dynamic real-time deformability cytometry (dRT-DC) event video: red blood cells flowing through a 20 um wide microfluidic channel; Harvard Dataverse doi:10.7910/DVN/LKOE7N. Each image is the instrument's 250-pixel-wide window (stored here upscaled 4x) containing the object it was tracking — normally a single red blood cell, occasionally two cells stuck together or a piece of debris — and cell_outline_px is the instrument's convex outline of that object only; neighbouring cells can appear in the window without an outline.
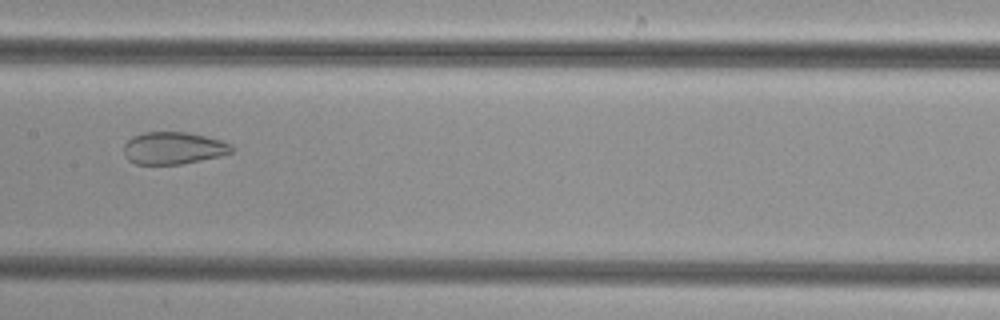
{"species": "common noctule bat (a hibernating species)", "species_latin": "Nyctalus noctula", "temperature_condition": "cold", "stored_images_in_passage": 36, "camera_frame_rate_fps": 3000, "um_per_image_px": 0.085, "animal": {"sex": "female", "body_mass_g": 29.2, "forearm_length_mm": 56.3}, "frame": {"image": 1, "passage_image": 11, "time_ms": 3.333, "image_size_px": [1000, 320], "cell_outline_px": [[232, 152], [220, 156], [180, 164], [136, 164], [128, 160], [124, 156], [124, 144], [132, 136], [144, 132], [188, 132], [220, 140], [232, 144]], "centroid_in_image_um": [14.71, 12.58], "position_along_channel_um": 192.7, "area_um2": 20.23}}
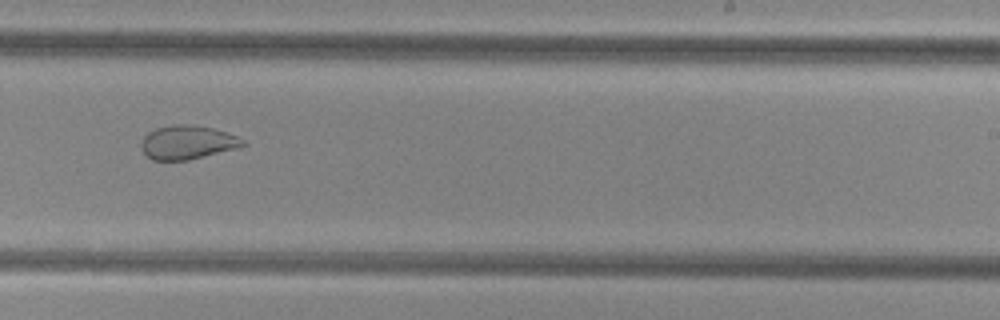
{"frame": {"image": 2, "passage_image": 17, "time_ms": 5.333, "image_size_px": [1000, 320], "cell_outline_px": [[248, 144], [236, 148], [188, 160], [152, 160], [140, 148], [140, 144], [144, 136], [148, 132], [156, 128], [176, 124], [192, 124], [212, 128], [240, 136], [248, 140]], "centroid_in_image_um": [15.97, 12.09], "position_along_channel_um": 273.0, "area_um2": 20.17}}
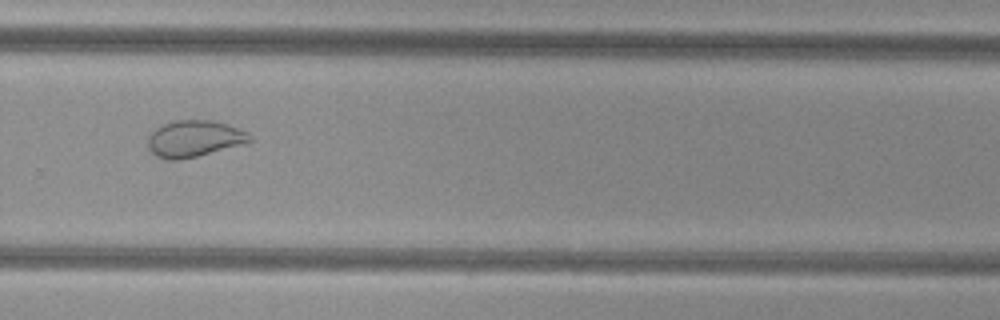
{"frame": {"image": 3, "passage_image": 20, "time_ms": 6.333, "image_size_px": [1000, 320], "cell_outline_px": [[252, 140], [244, 144], [196, 156], [176, 160], [168, 160], [156, 156], [148, 148], [148, 136], [156, 128], [164, 124], [176, 120], [208, 120], [228, 124], [248, 132], [252, 136]], "centroid_in_image_um": [16.52, 11.78], "position_along_channel_um": 313.3, "area_um2": 21.56}}